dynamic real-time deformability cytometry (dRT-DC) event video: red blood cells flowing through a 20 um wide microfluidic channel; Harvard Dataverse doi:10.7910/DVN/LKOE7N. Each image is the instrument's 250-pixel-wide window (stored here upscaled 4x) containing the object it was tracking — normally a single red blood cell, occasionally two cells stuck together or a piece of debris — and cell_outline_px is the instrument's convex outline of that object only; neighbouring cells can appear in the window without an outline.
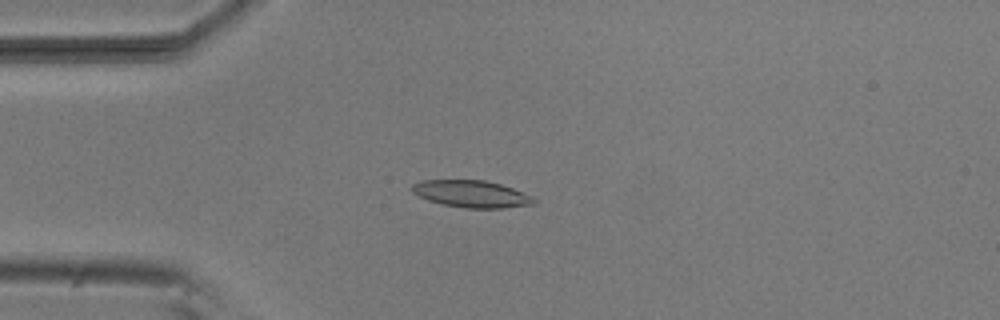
{"species": "common noctule bat (a hibernating species)", "species_latin": "Nyctalus noctula", "temperature_condition": "room temperature", "stored_images_in_passage": 42, "camera_frame_rate_fps": 3000, "um_per_image_px": 0.085, "animal": {"sex": "male", "body_mass_g": 20.5, "forearm_length_mm": 52.5}, "frame": {"image": 1, "passage_image": 3, "time_ms": 0.667, "image_size_px": [1000, 320], "cell_outline_px": [[536, 204], [504, 208], [464, 208], [444, 204], [428, 200], [412, 192], [412, 184], [420, 180], [484, 180], [500, 184], [512, 188], [532, 196], [536, 200]], "centroid_in_image_um": [40.09, 16.48], "position_along_channel_um": 44.9, "area_um2": 19.13}}
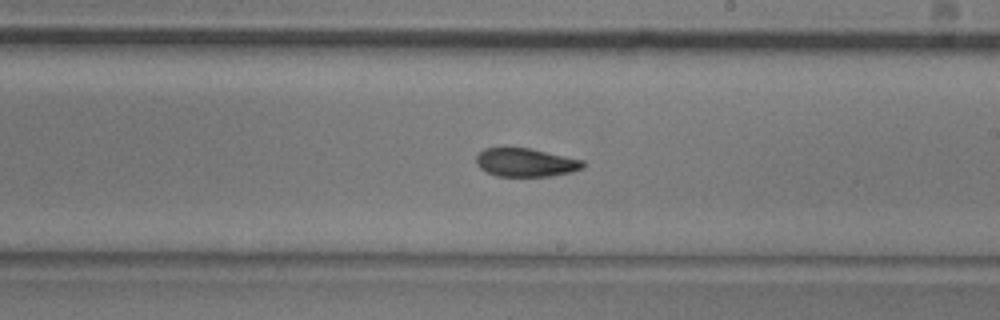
{"frame": {"image": 2, "passage_image": 20, "time_ms": 6.333, "image_size_px": [1000, 320], "cell_outline_px": [[584, 168], [572, 172], [552, 176], [496, 176], [480, 168], [476, 164], [476, 156], [484, 148], [528, 148], [584, 160]], "centroid_in_image_um": [44.69, 13.82], "position_along_channel_um": 244.3, "area_um2": 17.63}}
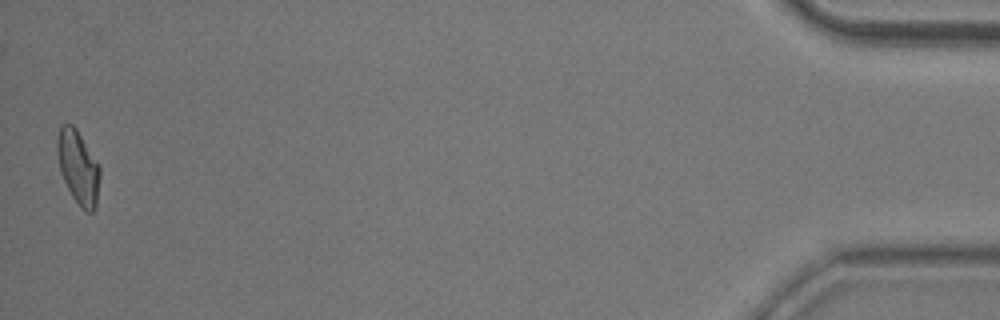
{"frame": {"image": 3, "passage_image": 42, "time_ms": 13.667, "image_size_px": [1000, 320], "cell_outline_px": [[100, 176], [96, 204], [92, 212], [84, 212], [80, 208], [72, 196], [60, 172], [56, 152], [56, 140], [60, 124], [72, 124], [76, 128], [100, 164]], "centroid_in_image_um": [6.64, 14.19], "position_along_channel_um": 428.6, "area_um2": 18.61}, "authors_computed_cell_mechanics": {"area_um2": 18.3226, "velocity_mm_per_s": 3.8017, "shape_relaxation_time_tau1_ms": 9.3366, "shape_relaxation_time_tau2_ms": 2.8318, "deformation_change_tau1": 0.209, "deformation_change_tau2": 0.0916}}